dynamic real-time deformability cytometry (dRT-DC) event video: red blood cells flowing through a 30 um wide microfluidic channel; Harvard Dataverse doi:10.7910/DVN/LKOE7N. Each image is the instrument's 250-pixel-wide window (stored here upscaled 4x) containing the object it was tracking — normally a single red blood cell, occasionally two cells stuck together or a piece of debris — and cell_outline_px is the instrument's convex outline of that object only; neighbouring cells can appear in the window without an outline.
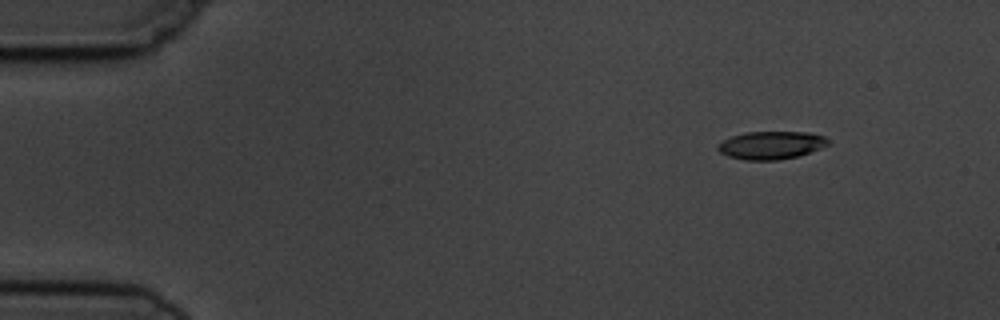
{"species": "common noctule bat (a hibernating species)", "species_latin": "Nyctalus noctula", "temperature_condition": "cold", "stored_images_in_passage": 4, "camera_frame_rate_fps": 3000, "um_per_image_px": 0.085, "animal": {"sex": "male", "body_mass_g": 19.5, "forearm_length_mm": 54.6}, "frame": {"image": 1, "passage_image": 1, "time_ms": 0.0, "image_size_px": [1000, 320], "cell_outline_px": [[828, 144], [820, 148], [796, 156], [776, 160], [748, 160], [728, 156], [720, 152], [716, 148], [724, 140], [732, 136], [744, 132], [808, 132], [824, 136], [828, 140]], "centroid_in_image_um": [65.53, 12.33], "position_along_channel_um": 19.5, "area_um2": 17.63}}
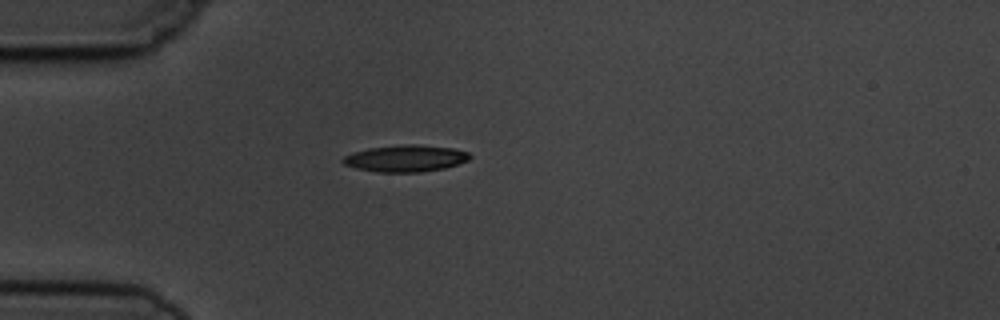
{"frame": {"image": 2, "passage_image": 3, "time_ms": 3.0, "image_size_px": [1000, 320], "cell_outline_px": [[472, 156], [468, 160], [444, 168], [420, 172], [380, 172], [356, 168], [344, 164], [340, 160], [344, 156], [352, 152], [368, 148], [408, 144], [412, 144], [452, 148], [468, 152]], "centroid_in_image_um": [34.44, 13.46], "position_along_channel_um": 50.6, "area_um2": 19.59}}